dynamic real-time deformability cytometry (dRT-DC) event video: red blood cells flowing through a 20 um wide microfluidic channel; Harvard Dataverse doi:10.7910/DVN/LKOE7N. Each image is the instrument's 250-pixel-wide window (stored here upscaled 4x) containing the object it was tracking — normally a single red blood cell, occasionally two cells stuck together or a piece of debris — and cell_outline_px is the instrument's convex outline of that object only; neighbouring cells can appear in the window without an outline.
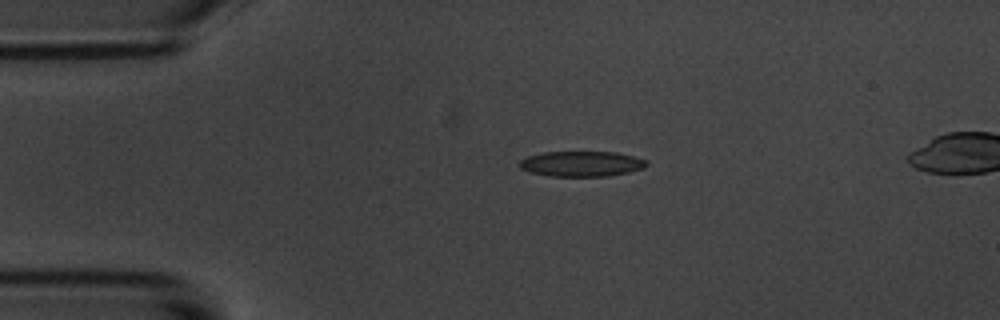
{"species": "common noctule bat (a hibernating species)", "species_latin": "Nyctalus noctula", "temperature_condition": "room temperature", "stored_images_in_passage": 5, "camera_frame_rate_fps": 3000, "um_per_image_px": 0.085, "animal": {"sex": "male", "body_mass_g": 20.1, "forearm_length_mm": 53.5}, "frame": {"image": 1, "passage_image": 3, "time_ms": 3.0, "image_size_px": [1000, 320], "cell_outline_px": [[648, 164], [644, 168], [628, 172], [608, 176], [548, 176], [532, 172], [520, 168], [516, 164], [520, 160], [528, 156], [544, 152], [616, 152], [648, 160]], "centroid_in_image_um": [49.42, 13.92], "position_along_channel_um": 35.6, "area_um2": 18.79}}